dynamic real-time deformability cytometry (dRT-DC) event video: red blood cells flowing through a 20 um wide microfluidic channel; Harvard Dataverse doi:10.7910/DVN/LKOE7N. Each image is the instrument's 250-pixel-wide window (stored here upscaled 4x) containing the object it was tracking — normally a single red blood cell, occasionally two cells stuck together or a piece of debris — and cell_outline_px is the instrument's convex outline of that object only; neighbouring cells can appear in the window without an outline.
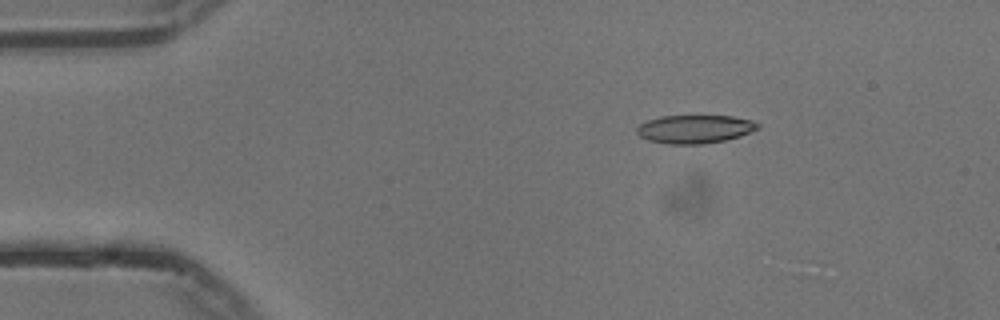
{"species": "common noctule bat (a hibernating species)", "species_latin": "Nyctalus noctula", "temperature_condition": "cold", "stored_images_in_passage": 32, "camera_frame_rate_fps": 3000, "um_per_image_px": 0.085, "animal": {"sex": "male", "body_mass_g": 13.3}, "frame": {"image": 1, "passage_image": 1, "time_ms": 0.0, "image_size_px": [1000, 320], "cell_outline_px": [[760, 128], [740, 136], [724, 140], [704, 144], [668, 144], [648, 140], [640, 136], [636, 132], [636, 128], [640, 124], [648, 120], [660, 116], [732, 116], [752, 120], [760, 124]], "centroid_in_image_um": [59.06, 10.97], "position_along_channel_um": 25.9, "area_um2": 20.0}}
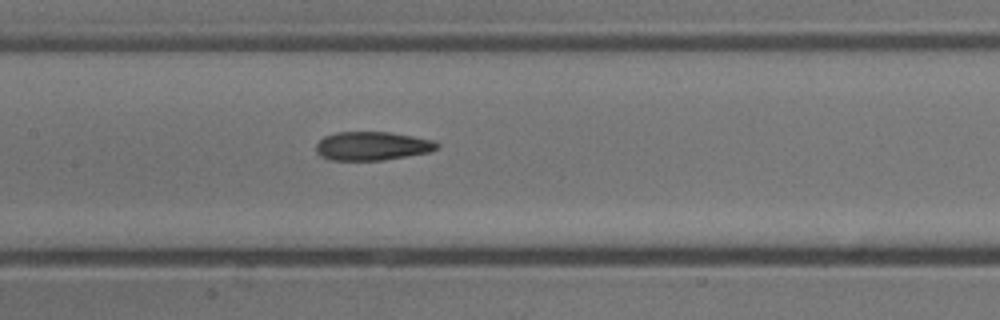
{"frame": {"image": 2, "passage_image": 18, "time_ms": 5.667, "image_size_px": [1000, 320], "cell_outline_px": [[440, 144], [436, 148], [428, 152], [384, 160], [328, 160], [320, 156], [316, 152], [316, 144], [324, 136], [336, 132], [392, 132], [436, 140]], "centroid_in_image_um": [31.63, 12.4], "position_along_channel_um": 175.8, "area_um2": 20.35}}
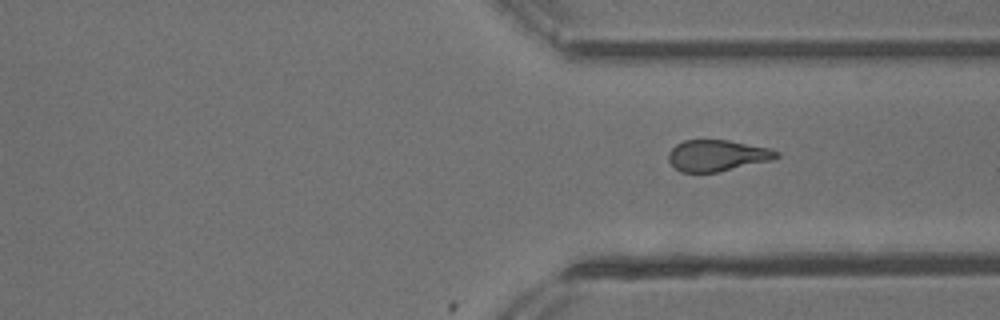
{"frame": {"image": 3, "passage_image": 32, "time_ms": 10.333, "image_size_px": [1000, 320], "cell_outline_px": [[780, 156], [768, 160], [716, 172], [680, 172], [668, 160], [668, 152], [676, 144], [684, 140], [728, 140], [768, 148], [780, 152]], "centroid_in_image_um": [60.91, 13.21], "position_along_channel_um": 350.5, "area_um2": 19.31}}